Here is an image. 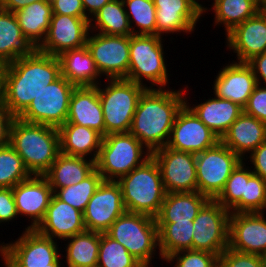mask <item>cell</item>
<instances>
[{
	"instance_id": "cell-46",
	"label": "cell",
	"mask_w": 266,
	"mask_h": 267,
	"mask_svg": "<svg viewBox=\"0 0 266 267\" xmlns=\"http://www.w3.org/2000/svg\"><path fill=\"white\" fill-rule=\"evenodd\" d=\"M18 217L12 188H0V225Z\"/></svg>"
},
{
	"instance_id": "cell-39",
	"label": "cell",
	"mask_w": 266,
	"mask_h": 267,
	"mask_svg": "<svg viewBox=\"0 0 266 267\" xmlns=\"http://www.w3.org/2000/svg\"><path fill=\"white\" fill-rule=\"evenodd\" d=\"M103 178L97 169L81 182L64 188L57 189L54 195L61 201L84 212L87 203L92 198Z\"/></svg>"
},
{
	"instance_id": "cell-15",
	"label": "cell",
	"mask_w": 266,
	"mask_h": 267,
	"mask_svg": "<svg viewBox=\"0 0 266 267\" xmlns=\"http://www.w3.org/2000/svg\"><path fill=\"white\" fill-rule=\"evenodd\" d=\"M125 211L120 184L103 180L83 212L85 229L105 233Z\"/></svg>"
},
{
	"instance_id": "cell-27",
	"label": "cell",
	"mask_w": 266,
	"mask_h": 267,
	"mask_svg": "<svg viewBox=\"0 0 266 267\" xmlns=\"http://www.w3.org/2000/svg\"><path fill=\"white\" fill-rule=\"evenodd\" d=\"M59 131L60 152L96 161L103 136L96 130L65 122Z\"/></svg>"
},
{
	"instance_id": "cell-11",
	"label": "cell",
	"mask_w": 266,
	"mask_h": 267,
	"mask_svg": "<svg viewBox=\"0 0 266 267\" xmlns=\"http://www.w3.org/2000/svg\"><path fill=\"white\" fill-rule=\"evenodd\" d=\"M242 159L221 141L196 154L197 191L215 199Z\"/></svg>"
},
{
	"instance_id": "cell-40",
	"label": "cell",
	"mask_w": 266,
	"mask_h": 267,
	"mask_svg": "<svg viewBox=\"0 0 266 267\" xmlns=\"http://www.w3.org/2000/svg\"><path fill=\"white\" fill-rule=\"evenodd\" d=\"M97 267H144L126 248L106 233H100Z\"/></svg>"
},
{
	"instance_id": "cell-19",
	"label": "cell",
	"mask_w": 266,
	"mask_h": 267,
	"mask_svg": "<svg viewBox=\"0 0 266 267\" xmlns=\"http://www.w3.org/2000/svg\"><path fill=\"white\" fill-rule=\"evenodd\" d=\"M18 216L29 218L26 228L35 229L43 220L54 192L44 175H31L13 188Z\"/></svg>"
},
{
	"instance_id": "cell-35",
	"label": "cell",
	"mask_w": 266,
	"mask_h": 267,
	"mask_svg": "<svg viewBox=\"0 0 266 267\" xmlns=\"http://www.w3.org/2000/svg\"><path fill=\"white\" fill-rule=\"evenodd\" d=\"M89 22L90 31L93 32L117 36L132 35L123 0H111Z\"/></svg>"
},
{
	"instance_id": "cell-26",
	"label": "cell",
	"mask_w": 266,
	"mask_h": 267,
	"mask_svg": "<svg viewBox=\"0 0 266 267\" xmlns=\"http://www.w3.org/2000/svg\"><path fill=\"white\" fill-rule=\"evenodd\" d=\"M213 96L197 105L190 104L188 97H185V104L221 140L231 124L243 112V108L230 100Z\"/></svg>"
},
{
	"instance_id": "cell-41",
	"label": "cell",
	"mask_w": 266,
	"mask_h": 267,
	"mask_svg": "<svg viewBox=\"0 0 266 267\" xmlns=\"http://www.w3.org/2000/svg\"><path fill=\"white\" fill-rule=\"evenodd\" d=\"M30 176L22 158L10 144L0 147V188H13Z\"/></svg>"
},
{
	"instance_id": "cell-54",
	"label": "cell",
	"mask_w": 266,
	"mask_h": 267,
	"mask_svg": "<svg viewBox=\"0 0 266 267\" xmlns=\"http://www.w3.org/2000/svg\"><path fill=\"white\" fill-rule=\"evenodd\" d=\"M61 257H62V255L53 264H51V267H64V264L61 262V260L62 261H64V260Z\"/></svg>"
},
{
	"instance_id": "cell-45",
	"label": "cell",
	"mask_w": 266,
	"mask_h": 267,
	"mask_svg": "<svg viewBox=\"0 0 266 267\" xmlns=\"http://www.w3.org/2000/svg\"><path fill=\"white\" fill-rule=\"evenodd\" d=\"M243 111L266 124V86L255 87Z\"/></svg>"
},
{
	"instance_id": "cell-24",
	"label": "cell",
	"mask_w": 266,
	"mask_h": 267,
	"mask_svg": "<svg viewBox=\"0 0 266 267\" xmlns=\"http://www.w3.org/2000/svg\"><path fill=\"white\" fill-rule=\"evenodd\" d=\"M66 122L94 129L105 136L103 109L97 85L75 87Z\"/></svg>"
},
{
	"instance_id": "cell-33",
	"label": "cell",
	"mask_w": 266,
	"mask_h": 267,
	"mask_svg": "<svg viewBox=\"0 0 266 267\" xmlns=\"http://www.w3.org/2000/svg\"><path fill=\"white\" fill-rule=\"evenodd\" d=\"M66 267H97L100 248V232L85 230L66 238Z\"/></svg>"
},
{
	"instance_id": "cell-44",
	"label": "cell",
	"mask_w": 266,
	"mask_h": 267,
	"mask_svg": "<svg viewBox=\"0 0 266 267\" xmlns=\"http://www.w3.org/2000/svg\"><path fill=\"white\" fill-rule=\"evenodd\" d=\"M266 257L241 253L227 248L218 256L217 267H264Z\"/></svg>"
},
{
	"instance_id": "cell-3",
	"label": "cell",
	"mask_w": 266,
	"mask_h": 267,
	"mask_svg": "<svg viewBox=\"0 0 266 267\" xmlns=\"http://www.w3.org/2000/svg\"><path fill=\"white\" fill-rule=\"evenodd\" d=\"M31 175H44L60 153L58 128L15 118L10 143Z\"/></svg>"
},
{
	"instance_id": "cell-9",
	"label": "cell",
	"mask_w": 266,
	"mask_h": 267,
	"mask_svg": "<svg viewBox=\"0 0 266 267\" xmlns=\"http://www.w3.org/2000/svg\"><path fill=\"white\" fill-rule=\"evenodd\" d=\"M13 241L0 243V257L5 267H51L62 255L57 240L35 229L25 228Z\"/></svg>"
},
{
	"instance_id": "cell-56",
	"label": "cell",
	"mask_w": 266,
	"mask_h": 267,
	"mask_svg": "<svg viewBox=\"0 0 266 267\" xmlns=\"http://www.w3.org/2000/svg\"><path fill=\"white\" fill-rule=\"evenodd\" d=\"M1 68L2 66L0 65V84H1Z\"/></svg>"
},
{
	"instance_id": "cell-34",
	"label": "cell",
	"mask_w": 266,
	"mask_h": 267,
	"mask_svg": "<svg viewBox=\"0 0 266 267\" xmlns=\"http://www.w3.org/2000/svg\"><path fill=\"white\" fill-rule=\"evenodd\" d=\"M211 7L209 10L214 11L213 24L223 25L224 35L260 10L259 0H214Z\"/></svg>"
},
{
	"instance_id": "cell-36",
	"label": "cell",
	"mask_w": 266,
	"mask_h": 267,
	"mask_svg": "<svg viewBox=\"0 0 266 267\" xmlns=\"http://www.w3.org/2000/svg\"><path fill=\"white\" fill-rule=\"evenodd\" d=\"M158 227L159 259L192 249L193 220L189 222L156 223Z\"/></svg>"
},
{
	"instance_id": "cell-28",
	"label": "cell",
	"mask_w": 266,
	"mask_h": 267,
	"mask_svg": "<svg viewBox=\"0 0 266 267\" xmlns=\"http://www.w3.org/2000/svg\"><path fill=\"white\" fill-rule=\"evenodd\" d=\"M61 75L76 87L101 83L94 59L86 46L67 50L58 56Z\"/></svg>"
},
{
	"instance_id": "cell-53",
	"label": "cell",
	"mask_w": 266,
	"mask_h": 267,
	"mask_svg": "<svg viewBox=\"0 0 266 267\" xmlns=\"http://www.w3.org/2000/svg\"><path fill=\"white\" fill-rule=\"evenodd\" d=\"M196 6L198 9H200L202 12H203V15H205V13L207 14L208 13V8L205 7L204 5H202L199 0H191ZM214 2V0H213Z\"/></svg>"
},
{
	"instance_id": "cell-38",
	"label": "cell",
	"mask_w": 266,
	"mask_h": 267,
	"mask_svg": "<svg viewBox=\"0 0 266 267\" xmlns=\"http://www.w3.org/2000/svg\"><path fill=\"white\" fill-rule=\"evenodd\" d=\"M123 3L132 34L157 35L156 7L153 0H123Z\"/></svg>"
},
{
	"instance_id": "cell-7",
	"label": "cell",
	"mask_w": 266,
	"mask_h": 267,
	"mask_svg": "<svg viewBox=\"0 0 266 267\" xmlns=\"http://www.w3.org/2000/svg\"><path fill=\"white\" fill-rule=\"evenodd\" d=\"M151 157L148 150L130 133L103 137L95 167L103 180L118 181Z\"/></svg>"
},
{
	"instance_id": "cell-25",
	"label": "cell",
	"mask_w": 266,
	"mask_h": 267,
	"mask_svg": "<svg viewBox=\"0 0 266 267\" xmlns=\"http://www.w3.org/2000/svg\"><path fill=\"white\" fill-rule=\"evenodd\" d=\"M265 141L266 124L244 111L221 138V142L242 160Z\"/></svg>"
},
{
	"instance_id": "cell-18",
	"label": "cell",
	"mask_w": 266,
	"mask_h": 267,
	"mask_svg": "<svg viewBox=\"0 0 266 267\" xmlns=\"http://www.w3.org/2000/svg\"><path fill=\"white\" fill-rule=\"evenodd\" d=\"M89 32L90 22L86 17L52 14L46 38L37 49L58 57L67 50L86 46Z\"/></svg>"
},
{
	"instance_id": "cell-17",
	"label": "cell",
	"mask_w": 266,
	"mask_h": 267,
	"mask_svg": "<svg viewBox=\"0 0 266 267\" xmlns=\"http://www.w3.org/2000/svg\"><path fill=\"white\" fill-rule=\"evenodd\" d=\"M228 247L237 252L266 257L265 213H230Z\"/></svg>"
},
{
	"instance_id": "cell-50",
	"label": "cell",
	"mask_w": 266,
	"mask_h": 267,
	"mask_svg": "<svg viewBox=\"0 0 266 267\" xmlns=\"http://www.w3.org/2000/svg\"><path fill=\"white\" fill-rule=\"evenodd\" d=\"M247 63L253 70V73L257 80V84L261 86H266V52L254 56Z\"/></svg>"
},
{
	"instance_id": "cell-16",
	"label": "cell",
	"mask_w": 266,
	"mask_h": 267,
	"mask_svg": "<svg viewBox=\"0 0 266 267\" xmlns=\"http://www.w3.org/2000/svg\"><path fill=\"white\" fill-rule=\"evenodd\" d=\"M221 141L195 113L184 104L176 115L167 147L190 153H200Z\"/></svg>"
},
{
	"instance_id": "cell-55",
	"label": "cell",
	"mask_w": 266,
	"mask_h": 267,
	"mask_svg": "<svg viewBox=\"0 0 266 267\" xmlns=\"http://www.w3.org/2000/svg\"><path fill=\"white\" fill-rule=\"evenodd\" d=\"M259 7L261 11L266 12V0H259Z\"/></svg>"
},
{
	"instance_id": "cell-49",
	"label": "cell",
	"mask_w": 266,
	"mask_h": 267,
	"mask_svg": "<svg viewBox=\"0 0 266 267\" xmlns=\"http://www.w3.org/2000/svg\"><path fill=\"white\" fill-rule=\"evenodd\" d=\"M15 117L0 103V147L10 143V129Z\"/></svg>"
},
{
	"instance_id": "cell-1",
	"label": "cell",
	"mask_w": 266,
	"mask_h": 267,
	"mask_svg": "<svg viewBox=\"0 0 266 267\" xmlns=\"http://www.w3.org/2000/svg\"><path fill=\"white\" fill-rule=\"evenodd\" d=\"M61 75L57 56L37 48L1 68L0 103L18 118L32 100Z\"/></svg>"
},
{
	"instance_id": "cell-29",
	"label": "cell",
	"mask_w": 266,
	"mask_h": 267,
	"mask_svg": "<svg viewBox=\"0 0 266 267\" xmlns=\"http://www.w3.org/2000/svg\"><path fill=\"white\" fill-rule=\"evenodd\" d=\"M95 169V161L89 158L69 156L60 152L44 176L55 192L57 189L81 182Z\"/></svg>"
},
{
	"instance_id": "cell-6",
	"label": "cell",
	"mask_w": 266,
	"mask_h": 267,
	"mask_svg": "<svg viewBox=\"0 0 266 267\" xmlns=\"http://www.w3.org/2000/svg\"><path fill=\"white\" fill-rule=\"evenodd\" d=\"M163 41V37L158 35L132 34L130 36L129 69L125 79L143 86H146L148 82L150 84L148 88H155V86L156 88H166L170 79H168L169 73Z\"/></svg>"
},
{
	"instance_id": "cell-31",
	"label": "cell",
	"mask_w": 266,
	"mask_h": 267,
	"mask_svg": "<svg viewBox=\"0 0 266 267\" xmlns=\"http://www.w3.org/2000/svg\"><path fill=\"white\" fill-rule=\"evenodd\" d=\"M34 49L22 34L15 13L0 8V65L9 64Z\"/></svg>"
},
{
	"instance_id": "cell-21",
	"label": "cell",
	"mask_w": 266,
	"mask_h": 267,
	"mask_svg": "<svg viewBox=\"0 0 266 267\" xmlns=\"http://www.w3.org/2000/svg\"><path fill=\"white\" fill-rule=\"evenodd\" d=\"M225 36V45L236 54L237 62H248L266 52V12L259 10Z\"/></svg>"
},
{
	"instance_id": "cell-23",
	"label": "cell",
	"mask_w": 266,
	"mask_h": 267,
	"mask_svg": "<svg viewBox=\"0 0 266 267\" xmlns=\"http://www.w3.org/2000/svg\"><path fill=\"white\" fill-rule=\"evenodd\" d=\"M35 230L62 243V240L86 230L83 212L53 195L43 220Z\"/></svg>"
},
{
	"instance_id": "cell-30",
	"label": "cell",
	"mask_w": 266,
	"mask_h": 267,
	"mask_svg": "<svg viewBox=\"0 0 266 267\" xmlns=\"http://www.w3.org/2000/svg\"><path fill=\"white\" fill-rule=\"evenodd\" d=\"M208 200L206 195L198 191L166 193L155 221L156 223L189 222L197 217L199 210Z\"/></svg>"
},
{
	"instance_id": "cell-43",
	"label": "cell",
	"mask_w": 266,
	"mask_h": 267,
	"mask_svg": "<svg viewBox=\"0 0 266 267\" xmlns=\"http://www.w3.org/2000/svg\"><path fill=\"white\" fill-rule=\"evenodd\" d=\"M162 261H166L174 267H217L218 255L189 249L175 252L167 259H162Z\"/></svg>"
},
{
	"instance_id": "cell-8",
	"label": "cell",
	"mask_w": 266,
	"mask_h": 267,
	"mask_svg": "<svg viewBox=\"0 0 266 267\" xmlns=\"http://www.w3.org/2000/svg\"><path fill=\"white\" fill-rule=\"evenodd\" d=\"M105 233L122 244L144 267H151L159 251L155 218L125 211Z\"/></svg>"
},
{
	"instance_id": "cell-52",
	"label": "cell",
	"mask_w": 266,
	"mask_h": 267,
	"mask_svg": "<svg viewBox=\"0 0 266 267\" xmlns=\"http://www.w3.org/2000/svg\"><path fill=\"white\" fill-rule=\"evenodd\" d=\"M47 0H1L0 8L6 11L16 12L26 7L29 3Z\"/></svg>"
},
{
	"instance_id": "cell-37",
	"label": "cell",
	"mask_w": 266,
	"mask_h": 267,
	"mask_svg": "<svg viewBox=\"0 0 266 267\" xmlns=\"http://www.w3.org/2000/svg\"><path fill=\"white\" fill-rule=\"evenodd\" d=\"M253 175L242 160L232 171L220 194L215 198L230 213H242V196H245V181Z\"/></svg>"
},
{
	"instance_id": "cell-12",
	"label": "cell",
	"mask_w": 266,
	"mask_h": 267,
	"mask_svg": "<svg viewBox=\"0 0 266 267\" xmlns=\"http://www.w3.org/2000/svg\"><path fill=\"white\" fill-rule=\"evenodd\" d=\"M230 211L209 199L193 220L192 250L220 256L228 248Z\"/></svg>"
},
{
	"instance_id": "cell-5",
	"label": "cell",
	"mask_w": 266,
	"mask_h": 267,
	"mask_svg": "<svg viewBox=\"0 0 266 267\" xmlns=\"http://www.w3.org/2000/svg\"><path fill=\"white\" fill-rule=\"evenodd\" d=\"M105 81L106 84L97 85L103 109L105 136L129 133L139 98L148 85L143 86L125 78Z\"/></svg>"
},
{
	"instance_id": "cell-47",
	"label": "cell",
	"mask_w": 266,
	"mask_h": 267,
	"mask_svg": "<svg viewBox=\"0 0 266 267\" xmlns=\"http://www.w3.org/2000/svg\"><path fill=\"white\" fill-rule=\"evenodd\" d=\"M51 5L53 14L86 17L82 0H53Z\"/></svg>"
},
{
	"instance_id": "cell-48",
	"label": "cell",
	"mask_w": 266,
	"mask_h": 267,
	"mask_svg": "<svg viewBox=\"0 0 266 267\" xmlns=\"http://www.w3.org/2000/svg\"><path fill=\"white\" fill-rule=\"evenodd\" d=\"M248 158L250 160H248ZM245 162H251L253 165V174L260 176L262 179L266 180V141L260 144L254 151H252L249 156L245 159Z\"/></svg>"
},
{
	"instance_id": "cell-13",
	"label": "cell",
	"mask_w": 266,
	"mask_h": 267,
	"mask_svg": "<svg viewBox=\"0 0 266 267\" xmlns=\"http://www.w3.org/2000/svg\"><path fill=\"white\" fill-rule=\"evenodd\" d=\"M86 47L101 77L105 76L104 79L127 77L130 36L106 35L90 31Z\"/></svg>"
},
{
	"instance_id": "cell-22",
	"label": "cell",
	"mask_w": 266,
	"mask_h": 267,
	"mask_svg": "<svg viewBox=\"0 0 266 267\" xmlns=\"http://www.w3.org/2000/svg\"><path fill=\"white\" fill-rule=\"evenodd\" d=\"M156 7L157 35L191 34L203 12L191 0H153ZM200 19V20H199Z\"/></svg>"
},
{
	"instance_id": "cell-51",
	"label": "cell",
	"mask_w": 266,
	"mask_h": 267,
	"mask_svg": "<svg viewBox=\"0 0 266 267\" xmlns=\"http://www.w3.org/2000/svg\"><path fill=\"white\" fill-rule=\"evenodd\" d=\"M111 0H82L86 18L90 19Z\"/></svg>"
},
{
	"instance_id": "cell-20",
	"label": "cell",
	"mask_w": 266,
	"mask_h": 267,
	"mask_svg": "<svg viewBox=\"0 0 266 267\" xmlns=\"http://www.w3.org/2000/svg\"><path fill=\"white\" fill-rule=\"evenodd\" d=\"M213 94L230 100L244 108L258 85L252 68L247 62L232 61L220 68L213 81Z\"/></svg>"
},
{
	"instance_id": "cell-32",
	"label": "cell",
	"mask_w": 266,
	"mask_h": 267,
	"mask_svg": "<svg viewBox=\"0 0 266 267\" xmlns=\"http://www.w3.org/2000/svg\"><path fill=\"white\" fill-rule=\"evenodd\" d=\"M22 34L36 49L45 40L52 18V5L48 1L29 3L14 12Z\"/></svg>"
},
{
	"instance_id": "cell-4",
	"label": "cell",
	"mask_w": 266,
	"mask_h": 267,
	"mask_svg": "<svg viewBox=\"0 0 266 267\" xmlns=\"http://www.w3.org/2000/svg\"><path fill=\"white\" fill-rule=\"evenodd\" d=\"M125 210L155 218L165 199L166 191L158 164L151 156L142 165L118 181Z\"/></svg>"
},
{
	"instance_id": "cell-14",
	"label": "cell",
	"mask_w": 266,
	"mask_h": 267,
	"mask_svg": "<svg viewBox=\"0 0 266 267\" xmlns=\"http://www.w3.org/2000/svg\"><path fill=\"white\" fill-rule=\"evenodd\" d=\"M151 156L158 164L166 193L197 191L196 154L165 146Z\"/></svg>"
},
{
	"instance_id": "cell-2",
	"label": "cell",
	"mask_w": 266,
	"mask_h": 267,
	"mask_svg": "<svg viewBox=\"0 0 266 267\" xmlns=\"http://www.w3.org/2000/svg\"><path fill=\"white\" fill-rule=\"evenodd\" d=\"M167 87L147 88L143 92L129 131L151 152L167 145L176 115L189 95L188 85L179 90Z\"/></svg>"
},
{
	"instance_id": "cell-10",
	"label": "cell",
	"mask_w": 266,
	"mask_h": 267,
	"mask_svg": "<svg viewBox=\"0 0 266 267\" xmlns=\"http://www.w3.org/2000/svg\"><path fill=\"white\" fill-rule=\"evenodd\" d=\"M75 87L60 75L32 100L18 118L28 123L61 127L67 120L70 98Z\"/></svg>"
},
{
	"instance_id": "cell-42",
	"label": "cell",
	"mask_w": 266,
	"mask_h": 267,
	"mask_svg": "<svg viewBox=\"0 0 266 267\" xmlns=\"http://www.w3.org/2000/svg\"><path fill=\"white\" fill-rule=\"evenodd\" d=\"M266 209V180L253 174L245 181L242 212H264Z\"/></svg>"
}]
</instances>
